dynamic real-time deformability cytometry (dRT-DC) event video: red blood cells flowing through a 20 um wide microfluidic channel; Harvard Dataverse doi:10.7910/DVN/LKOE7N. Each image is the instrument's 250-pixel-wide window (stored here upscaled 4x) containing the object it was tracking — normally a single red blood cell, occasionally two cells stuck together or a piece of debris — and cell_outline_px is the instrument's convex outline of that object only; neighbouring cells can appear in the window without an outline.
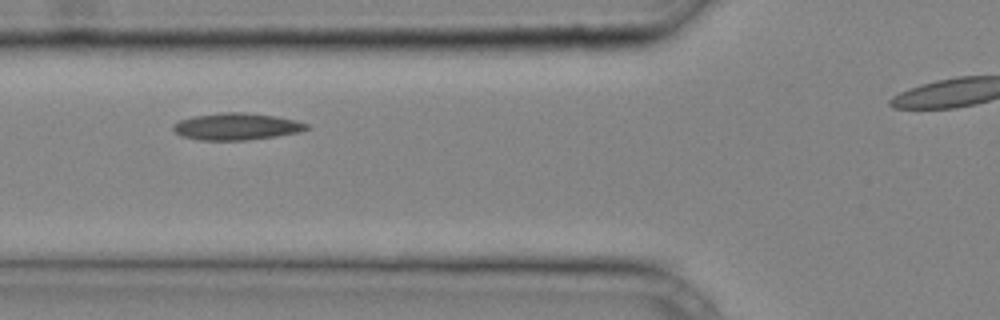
{"species": "common noctule bat (a hibernating species)", "species_latin": "Nyctalus noctula", "temperature_condition": "cold", "stored_images_in_passage": 3, "camera_frame_rate_fps": 3000, "um_per_image_px": 0.085, "animal": {"sex": "male", "body_mass_g": 20.4}, "frame": {"image": 1, "passage_image": 2, "time_ms": 0.333, "image_size_px": [1000, 320], "cell_outline_px": [[308, 128], [300, 132], [276, 136], [248, 140], [196, 140], [180, 136], [172, 128], [172, 124], [180, 120], [192, 116], [216, 112], [244, 112], [276, 116], [296, 120], [308, 124]], "centroid_in_image_um": [20.06, 10.75], "position_along_channel_um": 105.7, "area_um2": 21.15}}